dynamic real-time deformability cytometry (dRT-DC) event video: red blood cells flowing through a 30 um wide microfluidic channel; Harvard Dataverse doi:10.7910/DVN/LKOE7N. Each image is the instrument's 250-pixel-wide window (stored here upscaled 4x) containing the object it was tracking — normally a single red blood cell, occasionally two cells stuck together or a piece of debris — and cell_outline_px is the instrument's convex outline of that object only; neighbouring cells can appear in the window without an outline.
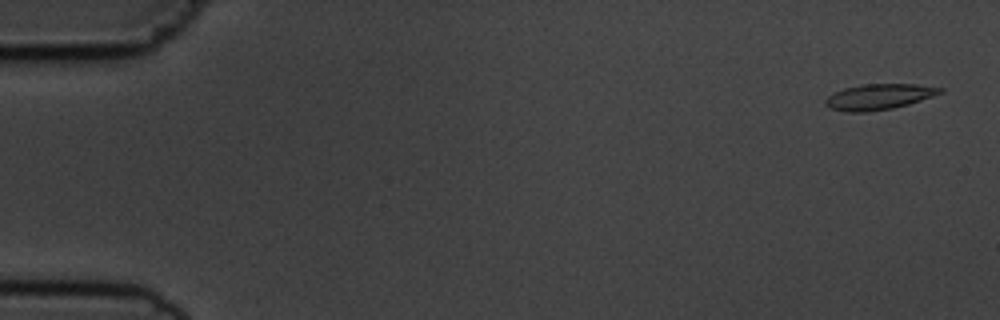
{"species": "common noctule bat (a hibernating species)", "species_latin": "Nyctalus noctula", "temperature_condition": "cold", "stored_images_in_passage": 6, "camera_frame_rate_fps": 3000, "um_per_image_px": 0.085, "animal": {"sex": "male", "body_mass_g": 19.5, "forearm_length_mm": 54.6}, "frame": {"image": 1, "passage_image": 1, "time_ms": 0.0, "image_size_px": [1000, 320], "cell_outline_px": [[944, 92], [908, 104], [892, 108], [868, 112], [844, 112], [832, 108], [824, 104], [824, 100], [828, 96], [844, 88], [864, 84], [916, 84], [944, 88]], "centroid_in_image_um": [74.7, 8.22], "position_along_channel_um": 10.3, "area_um2": 17.05}}